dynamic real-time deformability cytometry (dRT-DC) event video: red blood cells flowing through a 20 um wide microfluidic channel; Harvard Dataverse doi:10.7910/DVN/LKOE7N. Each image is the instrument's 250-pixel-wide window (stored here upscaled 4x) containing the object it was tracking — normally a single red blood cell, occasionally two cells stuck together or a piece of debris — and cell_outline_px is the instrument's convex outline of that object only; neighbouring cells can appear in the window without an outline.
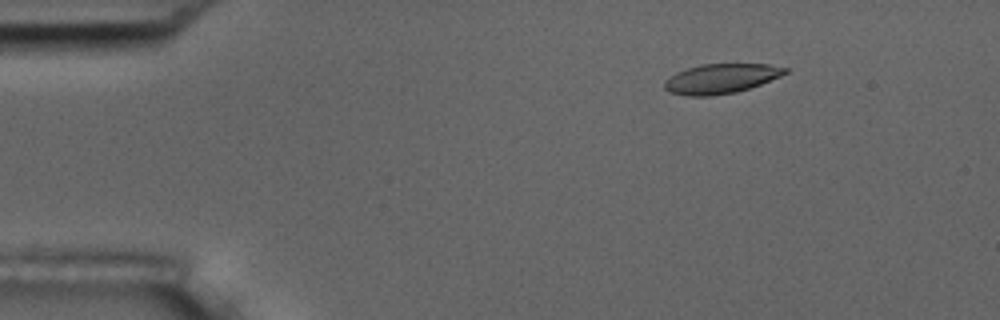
{"species": "common noctule bat (a hibernating species)", "species_latin": "Nyctalus noctula", "temperature_condition": "room temperature", "stored_images_in_passage": 4, "camera_frame_rate_fps": 3000, "um_per_image_px": 0.085, "animal": {"sex": "male", "body_mass_g": 17.5, "forearm_length_mm": 52.3}, "frame": {"image": 1, "passage_image": 2, "time_ms": 1.333, "image_size_px": [1000, 320], "cell_outline_px": [[788, 72], [780, 76], [760, 84], [736, 92], [712, 96], [688, 96], [668, 92], [664, 88], [664, 80], [676, 72], [700, 64], [768, 64], [788, 68]], "centroid_in_image_um": [61.24, 6.68], "position_along_channel_um": 23.8, "area_um2": 20.87}}